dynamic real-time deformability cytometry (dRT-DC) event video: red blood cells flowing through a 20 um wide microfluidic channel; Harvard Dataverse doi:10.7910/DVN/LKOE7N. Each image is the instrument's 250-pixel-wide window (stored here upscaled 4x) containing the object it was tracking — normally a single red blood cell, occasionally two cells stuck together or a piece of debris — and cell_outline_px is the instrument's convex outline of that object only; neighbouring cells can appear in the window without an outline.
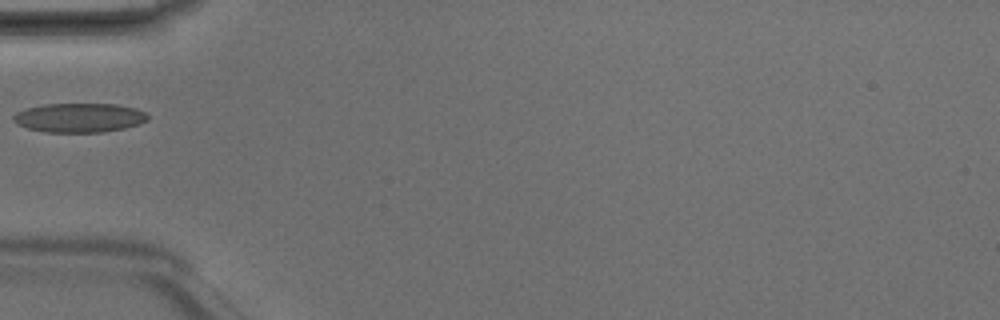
{"species": "Egyptian fruit bat (a non-hibernating species)", "species_latin": "Rousettus aegyptiacus", "temperature_condition": "room temperature", "stored_images_in_passage": 1, "camera_frame_rate_fps": 3000, "um_per_image_px": 0.085, "animal": {"sex": "male"}, "frame": {"image": 1, "passage_image": 1, "time_ms": 0.0, "image_size_px": [1000, 320], "cell_outline_px": [[148, 120], [140, 124], [124, 128], [104, 132], [44, 132], [28, 128], [16, 124], [12, 120], [12, 116], [16, 112], [28, 108], [44, 104], [116, 104], [136, 108], [144, 112], [148, 116]], "centroid_in_image_um": [6.73, 10.01], "position_along_channel_um": 78.3, "area_um2": 22.95}}